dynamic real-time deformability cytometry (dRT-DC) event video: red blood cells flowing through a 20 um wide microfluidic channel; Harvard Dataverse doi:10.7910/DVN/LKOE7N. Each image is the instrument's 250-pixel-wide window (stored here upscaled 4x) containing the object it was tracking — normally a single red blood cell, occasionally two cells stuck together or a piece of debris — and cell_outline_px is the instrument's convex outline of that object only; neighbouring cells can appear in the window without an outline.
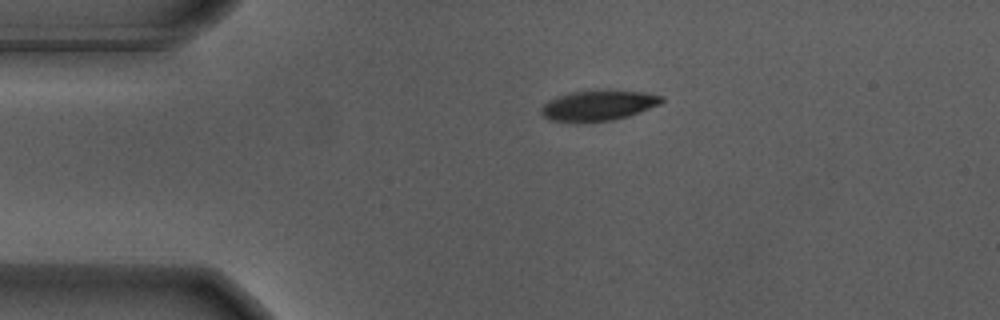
{"species": "Egyptian fruit bat (a non-hibernating species)", "species_latin": "Rousettus aegyptiacus", "temperature_condition": "warm", "stored_images_in_passage": 45, "camera_frame_rate_fps": 3000, "um_per_image_px": 0.085, "animal": {"sex": "male"}, "frame": {"image": 1, "passage_image": 1, "time_ms": 0.0, "image_size_px": [1000, 320], "cell_outline_px": [[664, 100], [660, 104], [628, 116], [612, 120], [580, 124], [576, 124], [552, 120], [544, 116], [540, 112], [540, 108], [548, 100], [556, 96], [572, 92], [640, 92], [664, 96]], "centroid_in_image_um": [50.79, 9.02], "position_along_channel_um": 34.2, "area_um2": 21.04}}
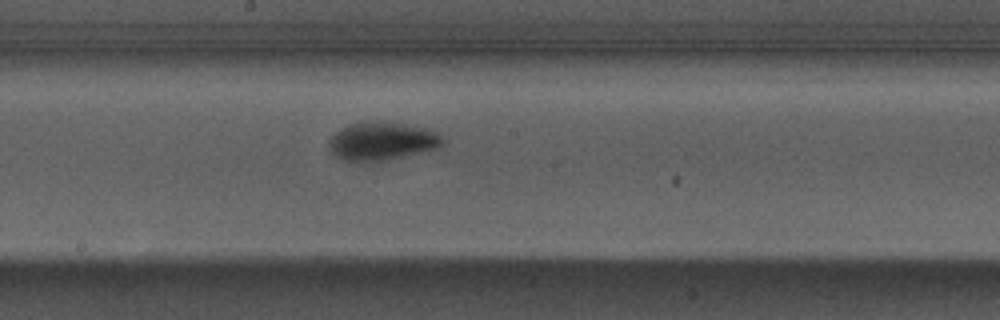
{"frame": {"image": 2, "passage_image": 19, "time_ms": 6.0, "image_size_px": [1000, 320], "cell_outline_px": [[444, 144], [440, 148], [404, 156], [364, 164], [356, 164], [344, 160], [336, 156], [328, 148], [328, 140], [336, 132], [348, 124], [364, 120], [380, 120], [432, 128], [444, 140]], "centroid_in_image_um": [32.45, 12.0], "position_along_channel_um": 215.7, "area_um2": 26.3}}
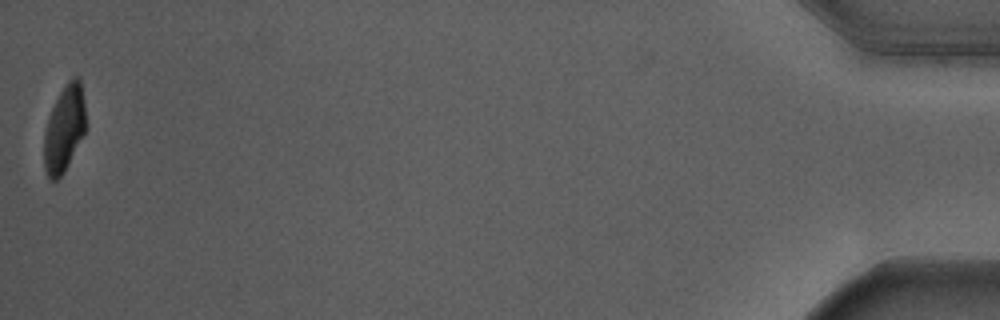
{"frame": {"image": 3, "passage_image": 45, "time_ms": 14.667, "image_size_px": [1000, 320], "cell_outline_px": [[84, 132], [64, 172], [56, 180], [52, 180], [48, 176], [44, 168], [44, 132], [52, 108], [60, 92], [68, 80], [72, 76], [76, 76], [80, 80], [84, 100]], "centroid_in_image_um": [5.44, 10.92], "position_along_channel_um": 429.8, "area_um2": 20.46}, "authors_computed_cell_mechanics": {"area_um2": 23.8714, "velocity_mm_per_s": 3.6745, "shape_relaxation_time_tau1_ms": 1.7932, "shape_relaxation_time_tau2_ms": null, "deformation_change_tau1": 0.1674, "deformation_change_tau2": null}}